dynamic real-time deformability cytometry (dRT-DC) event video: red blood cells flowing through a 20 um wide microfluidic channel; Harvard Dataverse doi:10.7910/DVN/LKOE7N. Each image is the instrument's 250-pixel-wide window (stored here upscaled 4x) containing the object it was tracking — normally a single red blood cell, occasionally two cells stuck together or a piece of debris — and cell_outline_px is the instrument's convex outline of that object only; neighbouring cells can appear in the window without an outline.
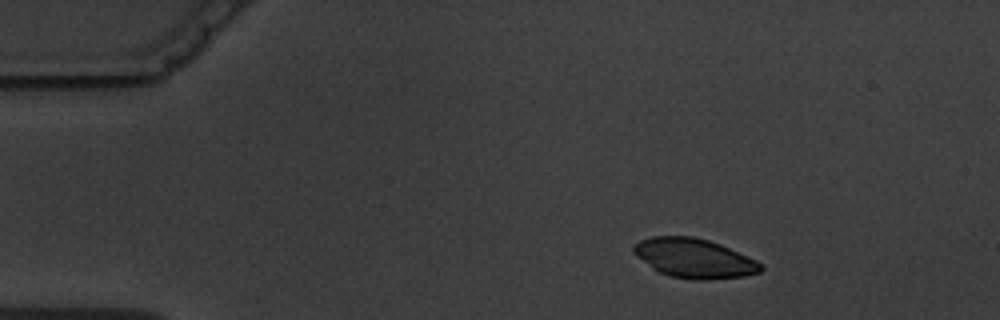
{"species": "common noctule bat (a hibernating species)", "species_latin": "Nyctalus noctula", "temperature_condition": "warm", "stored_images_in_passage": 4, "camera_frame_rate_fps": 3000, "um_per_image_px": 0.085, "animal": {"sex": "male", "body_mass_g": 19.5, "forearm_length_mm": 54.6}, "frame": {"image": 1, "passage_image": 2, "time_ms": 1.333, "image_size_px": [1000, 320], "cell_outline_px": [[764, 268], [760, 272], [744, 276], [704, 280], [696, 280], [668, 276], [652, 268], [636, 256], [632, 252], [632, 244], [640, 240], [652, 236], [692, 236], [708, 240], [720, 244], [756, 260], [764, 264]], "centroid_in_image_um": [58.98, 21.95], "position_along_channel_um": 26.0, "area_um2": 29.3}}